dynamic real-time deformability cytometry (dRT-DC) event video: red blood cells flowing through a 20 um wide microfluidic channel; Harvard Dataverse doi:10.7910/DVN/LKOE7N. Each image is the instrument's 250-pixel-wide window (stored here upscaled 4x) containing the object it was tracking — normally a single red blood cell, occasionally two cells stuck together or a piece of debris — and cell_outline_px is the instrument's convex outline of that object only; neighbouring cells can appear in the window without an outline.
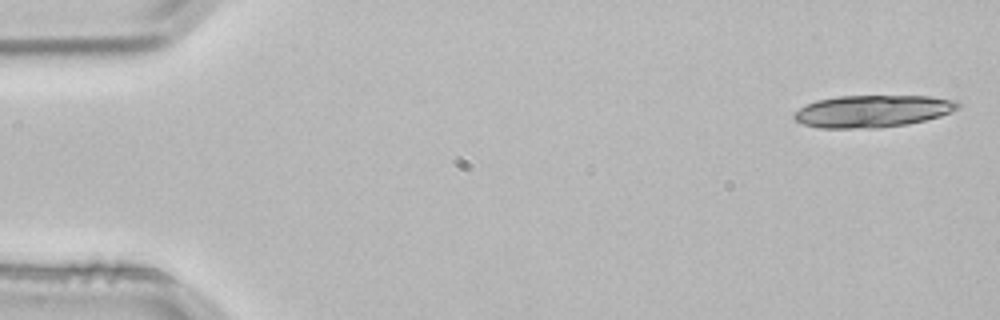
{"species": "common noctule bat (a hibernating species)", "species_latin": "Nyctalus noctula", "temperature_condition": "room temperature", "stored_images_in_passage": 3, "camera_frame_rate_fps": 3000, "um_per_image_px": 0.085, "animal": {"sex": "male", "body_mass_g": 21.5, "forearm_length_mm": 52.0}, "frame": {"image": 1, "passage_image": 1, "time_ms": 0.0, "image_size_px": [1000, 320], "cell_outline_px": [[960, 108], [940, 116], [908, 124], [876, 128], [820, 128], [804, 124], [796, 120], [792, 116], [800, 108], [816, 100], [840, 96], [932, 96], [956, 100], [960, 104]], "centroid_in_image_um": [74.2, 9.44], "position_along_channel_um": 10.8, "area_um2": 30.63}}